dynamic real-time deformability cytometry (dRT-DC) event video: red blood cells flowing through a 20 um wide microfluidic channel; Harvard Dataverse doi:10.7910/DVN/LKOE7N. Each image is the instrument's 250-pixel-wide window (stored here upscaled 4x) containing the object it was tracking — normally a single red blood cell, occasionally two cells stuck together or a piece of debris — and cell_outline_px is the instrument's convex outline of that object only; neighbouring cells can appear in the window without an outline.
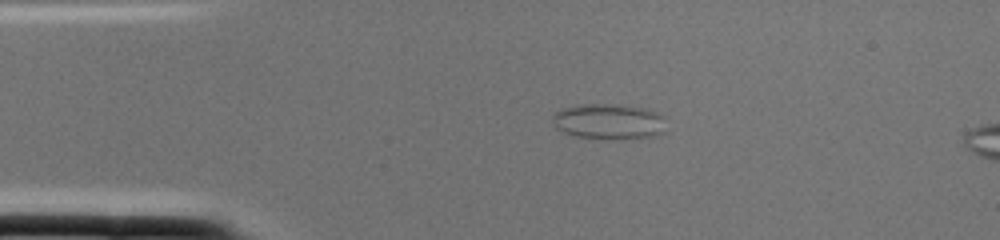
{"species": "common noctule bat (a hibernating species)", "species_latin": "Nyctalus noctula", "temperature_condition": "cold", "stored_images_in_passage": 2, "camera_frame_rate_fps": 3000, "um_per_image_px": 0.085, "animal": {"sex": "female", "body_mass_g": 22.0, "forearm_length_mm": 56.7}, "frame": {"image": 1, "passage_image": 1, "time_ms": 0.0, "image_size_px": [1000, 240], "cell_outline_px": [[668, 132], [656, 136], [612, 140], [576, 136], [564, 132], [556, 128], [552, 120], [552, 116], [560, 108], [576, 104], [616, 104], [648, 108], [664, 116]], "centroid_in_image_um": [51.8, 10.33], "position_along_channel_um": 33.2, "area_um2": 24.28}}